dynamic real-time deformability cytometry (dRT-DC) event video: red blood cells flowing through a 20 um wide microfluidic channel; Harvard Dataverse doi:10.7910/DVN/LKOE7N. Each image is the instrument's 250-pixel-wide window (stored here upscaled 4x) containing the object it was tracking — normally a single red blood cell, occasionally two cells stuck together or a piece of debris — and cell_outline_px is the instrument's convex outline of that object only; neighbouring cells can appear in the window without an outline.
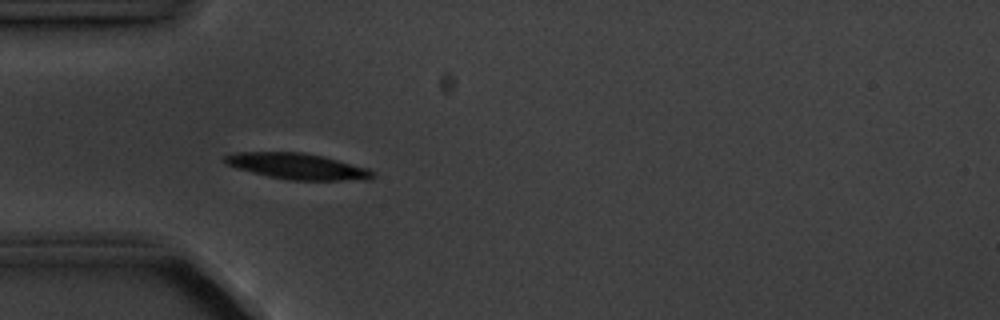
{"species": "common noctule bat (a hibernating species)", "species_latin": "Nyctalus noctula", "temperature_condition": "cold", "stored_images_in_passage": 2, "camera_frame_rate_fps": 3000, "um_per_image_px": 0.085, "animal": {"sex": "male", "body_mass_g": 20.1, "forearm_length_mm": 53.5}, "frame": {"image": 1, "passage_image": 1, "time_ms": 0.0, "image_size_px": [1000, 320], "cell_outline_px": [[376, 176], [368, 180], [288, 180], [268, 176], [236, 168], [228, 164], [224, 160], [224, 156], [236, 152], [304, 152], [324, 156], [368, 168], [376, 172]], "centroid_in_image_um": [25.34, 14.13], "position_along_channel_um": 59.7, "area_um2": 22.48}}